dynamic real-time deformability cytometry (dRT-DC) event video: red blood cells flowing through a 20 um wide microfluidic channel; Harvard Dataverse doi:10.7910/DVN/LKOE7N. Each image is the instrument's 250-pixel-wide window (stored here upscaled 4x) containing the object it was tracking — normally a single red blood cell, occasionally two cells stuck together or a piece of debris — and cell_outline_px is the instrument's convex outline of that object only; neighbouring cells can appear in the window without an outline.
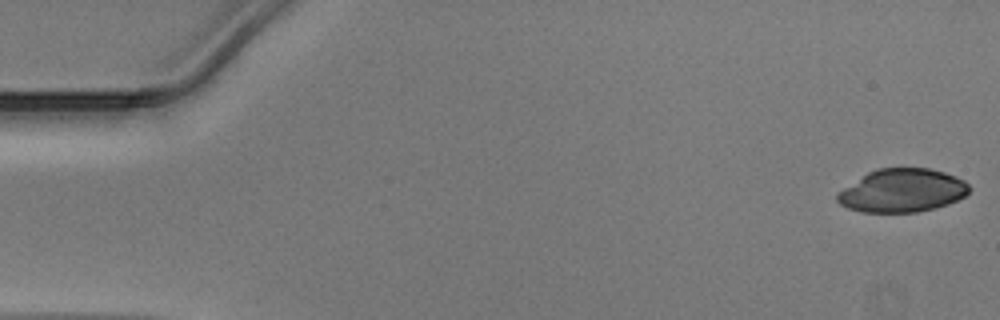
{"species": "Egyptian fruit bat (a non-hibernating species)", "species_latin": "Rousettus aegyptiacus", "temperature_condition": "warm", "stored_images_in_passage": 48, "camera_frame_rate_fps": 3000, "um_per_image_px": 0.085, "animal": {"sex": "male"}, "frame": {"image": 1, "passage_image": 1, "time_ms": 0.0, "image_size_px": [1000, 320], "cell_outline_px": [[972, 188], [964, 196], [948, 204], [936, 208], [916, 212], [860, 212], [848, 208], [840, 204], [836, 200], [836, 192], [868, 172], [876, 168], [928, 168], [944, 172], [956, 176], [964, 180]], "centroid_in_image_um": [76.67, 16.2], "position_along_channel_um": 8.3, "area_um2": 33.47}}